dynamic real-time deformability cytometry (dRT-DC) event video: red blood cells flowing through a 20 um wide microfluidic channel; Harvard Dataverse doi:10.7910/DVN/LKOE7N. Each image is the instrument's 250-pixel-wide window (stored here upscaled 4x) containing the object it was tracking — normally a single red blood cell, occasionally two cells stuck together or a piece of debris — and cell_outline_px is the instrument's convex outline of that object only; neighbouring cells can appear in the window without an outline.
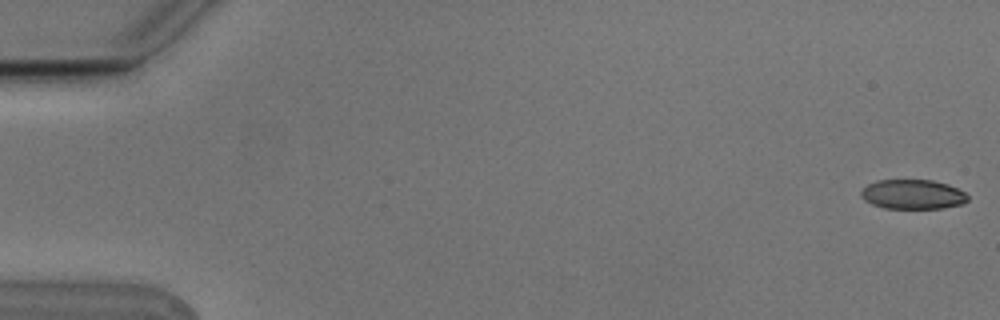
{"species": "Egyptian fruit bat (a non-hibernating species)", "species_latin": "Rousettus aegyptiacus", "temperature_condition": "cold", "stored_images_in_passage": 6, "camera_frame_rate_fps": 3000, "um_per_image_px": 0.085, "animal": {"sex": "male"}, "frame": {"image": 1, "passage_image": 1, "time_ms": 0.0, "image_size_px": [1000, 320], "cell_outline_px": [[968, 200], [964, 204], [944, 208], [884, 208], [872, 204], [864, 200], [860, 196], [860, 192], [868, 184], [876, 180], [932, 180], [948, 184], [964, 192], [968, 196]], "centroid_in_image_um": [77.58, 16.52], "position_along_channel_um": 7.4, "area_um2": 18.44}}
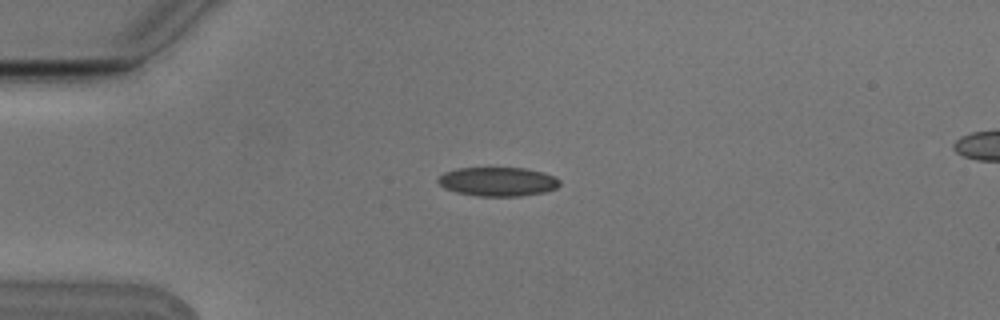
{"frame": {"image": 2, "passage_image": 4, "time_ms": 1.0, "image_size_px": [1000, 320], "cell_outline_px": [[560, 184], [556, 188], [544, 192], [520, 196], [476, 196], [456, 192], [444, 188], [436, 180], [444, 172], [456, 168], [528, 168], [544, 172], [556, 176], [560, 180]], "centroid_in_image_um": [42.33, 15.43], "position_along_channel_um": 42.7, "area_um2": 20.75}}